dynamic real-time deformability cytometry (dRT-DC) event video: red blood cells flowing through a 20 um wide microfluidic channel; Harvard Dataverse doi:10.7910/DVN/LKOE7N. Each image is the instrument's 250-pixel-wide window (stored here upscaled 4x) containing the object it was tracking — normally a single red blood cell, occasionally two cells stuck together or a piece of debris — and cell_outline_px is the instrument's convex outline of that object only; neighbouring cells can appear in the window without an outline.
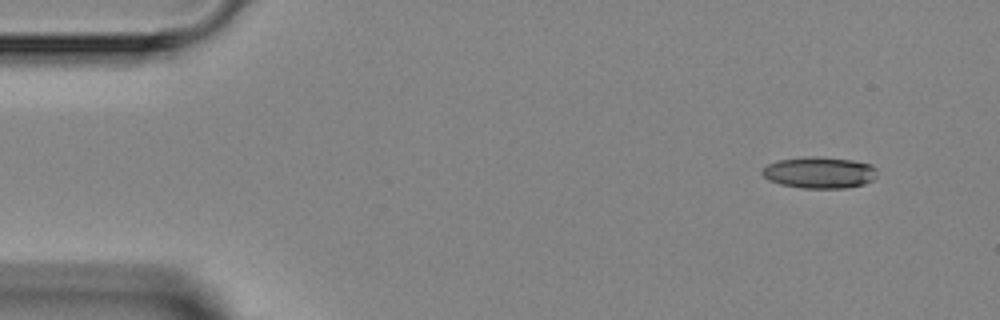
{"species": "Egyptian fruit bat (a non-hibernating species)", "species_latin": "Rousettus aegyptiacus", "temperature_condition": "room temperature", "stored_images_in_passage": 5, "camera_frame_rate_fps": 3000, "um_per_image_px": 0.085, "animal": {"sex": "female"}, "frame": {"image": 1, "passage_image": 1, "time_ms": 0.0, "image_size_px": [1000, 320], "cell_outline_px": [[876, 176], [872, 180], [864, 184], [848, 188], [800, 188], [780, 184], [768, 180], [760, 172], [768, 164], [776, 160], [808, 156], [820, 156], [852, 160], [872, 164], [876, 168]], "centroid_in_image_um": [69.65, 14.66], "position_along_channel_um": 15.4, "area_um2": 21.33}}
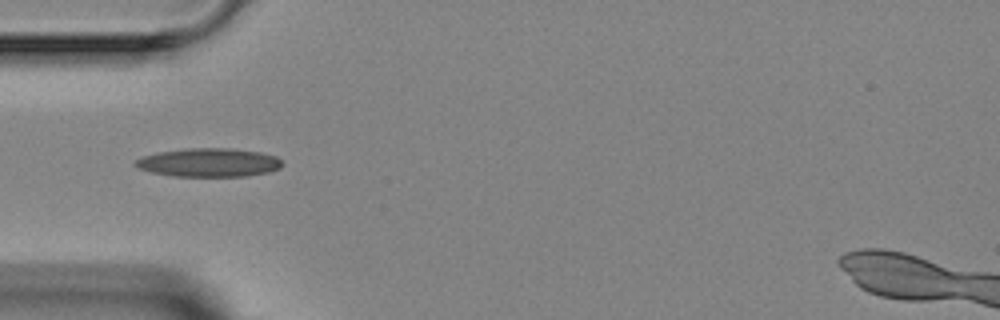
{"frame": {"image": 2, "passage_image": 4, "time_ms": 3.667, "image_size_px": [1000, 320], "cell_outline_px": [[284, 164], [280, 168], [268, 172], [248, 176], [172, 176], [152, 172], [140, 168], [132, 164], [136, 160], [144, 156], [160, 152], [184, 148], [232, 148], [260, 152], [276, 156]], "centroid_in_image_um": [17.78, 13.81], "position_along_channel_um": 67.2, "area_um2": 24.45}}
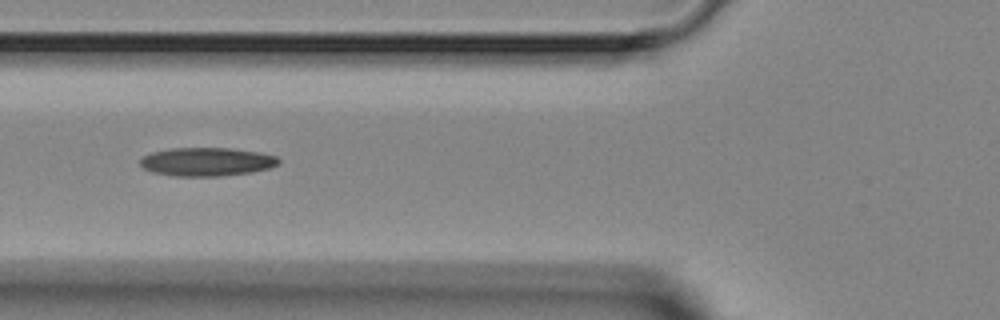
{"frame": {"image": 3, "passage_image": 5, "time_ms": 4.667, "image_size_px": [1000, 320], "cell_outline_px": [[280, 164], [268, 168], [252, 172], [220, 176], [176, 176], [152, 172], [144, 168], [140, 164], [140, 160], [144, 156], [152, 152], [172, 148], [232, 148], [260, 152], [276, 156], [280, 160]], "centroid_in_image_um": [17.6, 13.75], "position_along_channel_um": 108.2, "area_um2": 23.0}}